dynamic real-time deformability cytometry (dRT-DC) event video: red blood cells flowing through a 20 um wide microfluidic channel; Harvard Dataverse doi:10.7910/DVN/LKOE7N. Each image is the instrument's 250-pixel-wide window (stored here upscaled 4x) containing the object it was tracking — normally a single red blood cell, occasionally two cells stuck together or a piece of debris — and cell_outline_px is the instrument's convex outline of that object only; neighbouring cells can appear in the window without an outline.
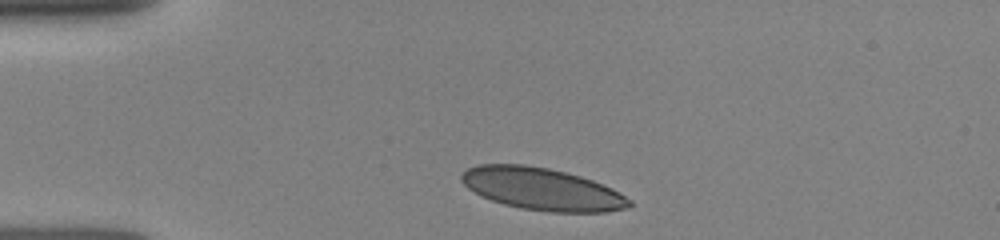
{"species": "human", "species_latin": "Homo sapiens", "temperature_condition": "room temperature", "stored_images_in_passage": 36, "camera_frame_rate_fps": 3000, "um_per_image_px": 0.085, "donor": {"sex": "female"}, "frame": {"image": 1, "passage_image": 1, "time_ms": 0.0, "image_size_px": [1000, 240], "cell_outline_px": [[632, 204], [628, 208], [608, 212], [548, 212], [520, 208], [504, 204], [480, 196], [468, 188], [460, 180], [460, 176], [468, 168], [476, 164], [524, 164], [548, 168], [580, 176], [592, 180], [612, 188], [632, 200]], "centroid_in_image_um": [46.07, 16.07], "position_along_channel_um": 38.9, "area_um2": 41.44}}
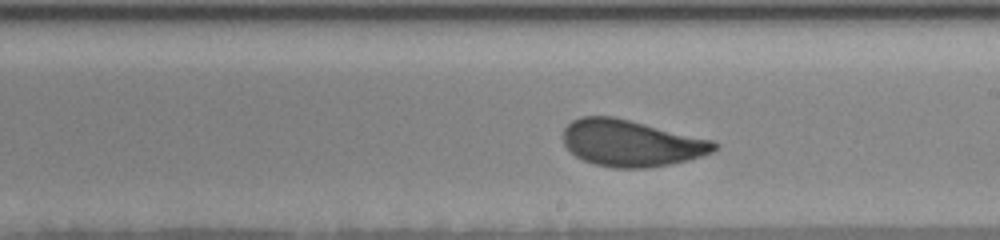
{"frame": {"image": 2, "passage_image": 21, "time_ms": 5.667, "image_size_px": [1000, 240], "cell_outline_px": [[720, 144], [712, 152], [688, 160], [648, 168], [612, 168], [592, 164], [576, 156], [564, 144], [564, 128], [572, 120], [580, 116], [612, 116], [712, 140]], "centroid_in_image_um": [53.62, 12.17], "position_along_channel_um": 235.4, "area_um2": 40.69}}
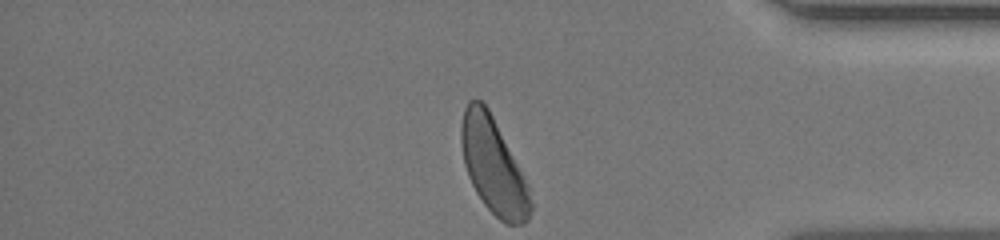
{"frame": {"image": 3, "passage_image": 36, "time_ms": 10.0, "image_size_px": [1000, 240], "cell_outline_px": [[532, 208], [528, 220], [524, 224], [504, 224], [484, 204], [476, 192], [468, 176], [464, 164], [460, 140], [460, 124], [464, 108], [468, 100], [480, 100], [488, 108], [528, 184], [532, 204]], "centroid_in_image_um": [41.92, 14.12], "position_along_channel_um": 393.3, "area_um2": 38.44}}